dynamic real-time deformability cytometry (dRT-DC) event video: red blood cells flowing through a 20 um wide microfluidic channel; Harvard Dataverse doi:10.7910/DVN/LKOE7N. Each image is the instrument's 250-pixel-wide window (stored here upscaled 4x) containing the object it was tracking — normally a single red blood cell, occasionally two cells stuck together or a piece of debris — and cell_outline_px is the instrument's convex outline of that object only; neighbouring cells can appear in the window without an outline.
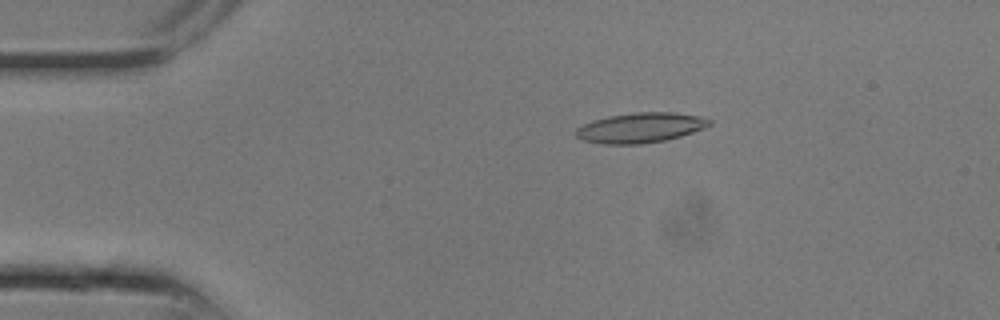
{"species": "common noctule bat (a hibernating species)", "species_latin": "Nyctalus noctula", "temperature_condition": "room temperature", "stored_images_in_passage": 8, "camera_frame_rate_fps": 3000, "um_per_image_px": 0.085, "animal": {"sex": "male", "body_mass_g": 13.3}, "frame": {"image": 1, "passage_image": 4, "time_ms": 1.0, "image_size_px": [1000, 320], "cell_outline_px": [[712, 124], [704, 128], [680, 136], [664, 140], [640, 144], [600, 144], [584, 140], [576, 136], [576, 128], [592, 120], [608, 116], [632, 112], [672, 112], [700, 116], [712, 120]], "centroid_in_image_um": [54.43, 10.85], "position_along_channel_um": 30.6, "area_um2": 23.35}}
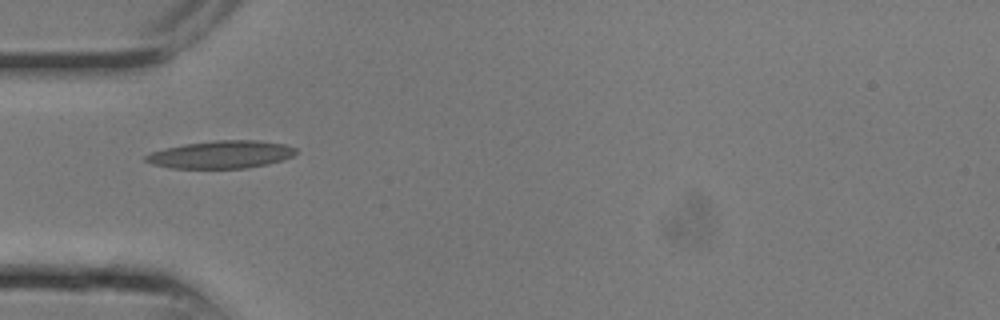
{"frame": {"image": 2, "passage_image": 7, "time_ms": 2.0, "image_size_px": [1000, 320], "cell_outline_px": [[296, 152], [292, 156], [268, 164], [248, 168], [168, 168], [152, 164], [144, 160], [144, 156], [152, 152], [164, 148], [184, 144], [216, 140], [260, 140], [284, 144], [296, 148]], "centroid_in_image_um": [18.77, 13.13], "position_along_channel_um": 66.2, "area_um2": 24.22}}